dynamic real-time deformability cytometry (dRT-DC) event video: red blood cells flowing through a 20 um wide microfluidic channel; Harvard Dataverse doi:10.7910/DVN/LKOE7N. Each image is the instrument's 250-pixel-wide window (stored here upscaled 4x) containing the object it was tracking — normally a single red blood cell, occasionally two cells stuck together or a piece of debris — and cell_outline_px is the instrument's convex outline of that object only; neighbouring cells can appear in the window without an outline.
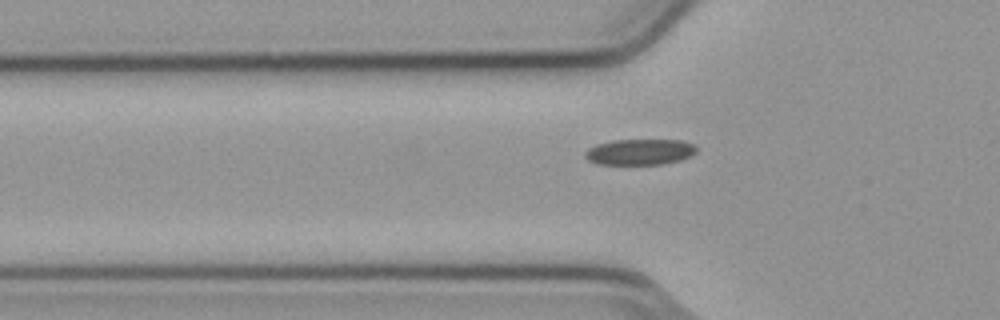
{"species": "common noctule bat (a hibernating species)", "species_latin": "Nyctalus noctula", "temperature_condition": "cold", "stored_images_in_passage": 40, "camera_frame_rate_fps": 3000, "um_per_image_px": 0.085, "animal": {"sex": "male", "body_mass_g": 23.1, "forearm_length_mm": 52.7}, "frame": {"image": 1, "passage_image": 9, "time_ms": 2.667, "image_size_px": [1000, 320], "cell_outline_px": [[696, 152], [692, 156], [680, 160], [664, 164], [596, 164], [588, 160], [584, 156], [584, 152], [588, 148], [596, 144], [612, 140], [684, 140], [696, 144]], "centroid_in_image_um": [54.4, 12.91], "position_along_channel_um": 71.4, "area_um2": 17.05}}
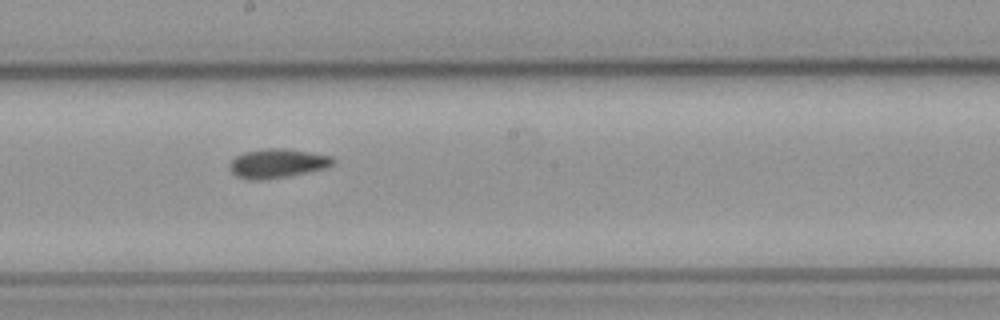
{"frame": {"image": 2, "passage_image": 21, "time_ms": 6.667, "image_size_px": [1000, 320], "cell_outline_px": [[336, 160], [328, 168], [284, 176], [260, 180], [248, 180], [236, 176], [228, 168], [228, 164], [236, 156], [244, 152], [268, 148], [288, 148], [332, 156]], "centroid_in_image_um": [23.56, 13.87], "position_along_channel_um": 224.6, "area_um2": 17.57}}
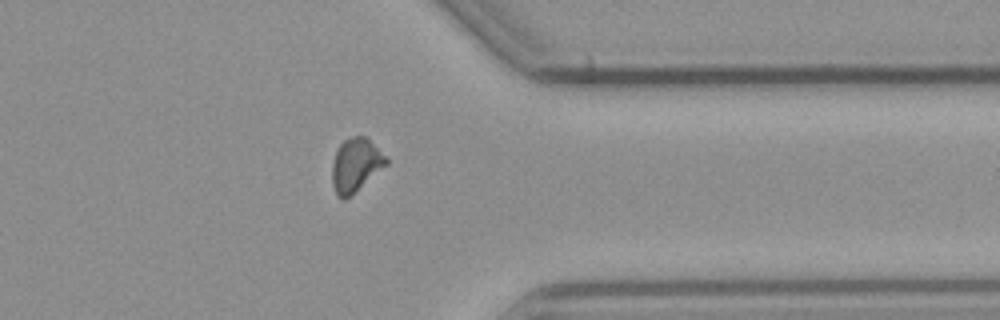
{"frame": {"image": 3, "passage_image": 34, "time_ms": 11.0, "image_size_px": [1000, 320], "cell_outline_px": [[388, 164], [344, 200], [336, 192], [332, 184], [332, 164], [336, 152], [340, 144], [344, 140], [352, 136], [364, 136], [388, 160]], "centroid_in_image_um": [30.21, 14.02], "position_along_channel_um": 381.2, "area_um2": 16.24}, "authors_computed_cell_mechanics": {"area_um2": 16.8487, "velocity_mm_per_s": 3.8016, "shape_relaxation_time_tau1_ms": null, "shape_relaxation_time_tau2_ms": 4.6654, "deformation_change_tau1": null, "deformation_change_tau2": 0.0955}}